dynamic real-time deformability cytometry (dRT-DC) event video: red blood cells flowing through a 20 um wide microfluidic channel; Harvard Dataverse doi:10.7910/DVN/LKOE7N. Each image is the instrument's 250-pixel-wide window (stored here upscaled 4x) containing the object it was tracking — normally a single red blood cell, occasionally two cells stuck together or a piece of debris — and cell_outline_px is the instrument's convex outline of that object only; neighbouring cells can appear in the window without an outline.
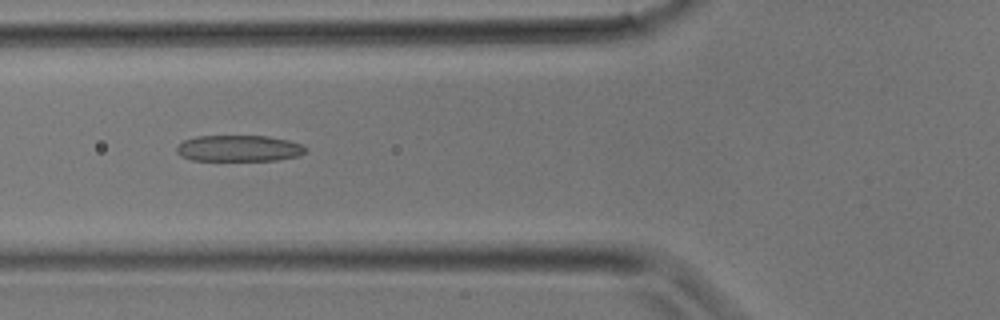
{"species": "common noctule bat (a hibernating species)", "species_latin": "Nyctalus noctula", "temperature_condition": "room temperature", "stored_images_in_passage": 32, "camera_frame_rate_fps": 3000, "um_per_image_px": 0.085, "animal": {"sex": "male", "body_mass_g": 17.9}, "frame": {"image": 1, "passage_image": 12, "time_ms": 3.667, "image_size_px": [1000, 320], "cell_outline_px": [[308, 152], [300, 156], [276, 160], [192, 160], [180, 156], [176, 152], [176, 148], [184, 140], [196, 136], [268, 136], [288, 140], [304, 144], [308, 148]], "centroid_in_image_um": [20.37, 12.61], "position_along_channel_um": 105.4, "area_um2": 19.94}}
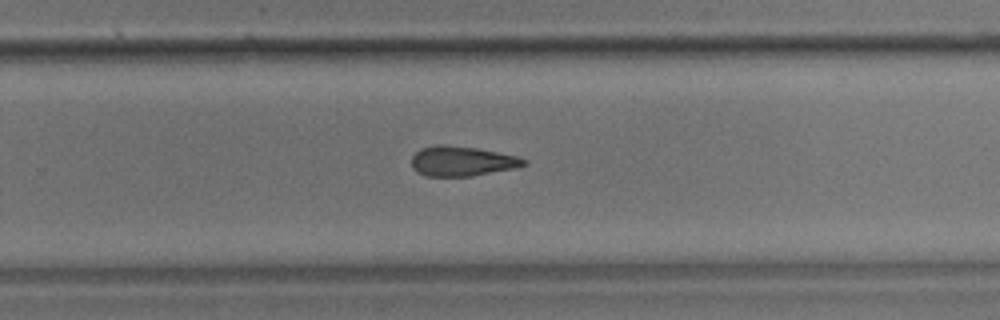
{"frame": {"image": 2, "passage_image": 21, "time_ms": 6.667, "image_size_px": [1000, 320], "cell_outline_px": [[528, 164], [512, 168], [472, 176], [424, 176], [416, 172], [412, 168], [412, 156], [420, 148], [436, 144], [444, 144], [476, 148], [516, 156], [528, 160]], "centroid_in_image_um": [39.21, 13.69], "position_along_channel_um": 290.6, "area_um2": 19.54}}
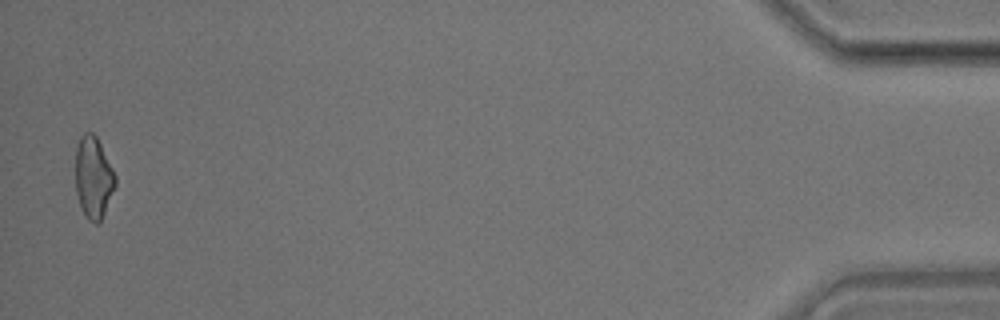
{"frame": {"image": 3, "passage_image": 32, "time_ms": 10.333, "image_size_px": [1000, 320], "cell_outline_px": [[116, 184], [104, 212], [100, 220], [96, 224], [88, 220], [84, 216], [80, 208], [76, 192], [76, 148], [80, 136], [84, 132], [92, 132], [96, 136], [116, 176]], "centroid_in_image_um": [7.92, 15.09], "position_along_channel_um": 427.3, "area_um2": 18.84}}